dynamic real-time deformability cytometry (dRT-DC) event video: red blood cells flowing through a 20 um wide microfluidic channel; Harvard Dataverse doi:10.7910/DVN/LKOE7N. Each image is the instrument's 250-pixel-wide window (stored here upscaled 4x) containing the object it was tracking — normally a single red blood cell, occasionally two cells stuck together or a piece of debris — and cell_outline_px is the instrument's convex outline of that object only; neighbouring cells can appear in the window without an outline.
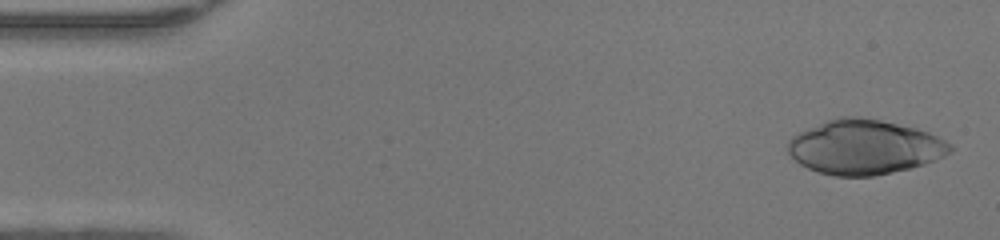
{"species": "human", "species_latin": "Homo sapiens", "temperature_condition": "warm", "stored_images_in_passage": 47, "camera_frame_rate_fps": 3000, "um_per_image_px": 0.085, "donor": {"sex": "female"}, "frame": {"image": 1, "passage_image": 2, "time_ms": 0.333, "image_size_px": [1000, 240], "cell_outline_px": [[956, 148], [952, 152], [936, 160], [924, 164], [908, 168], [872, 176], [836, 176], [820, 172], [808, 168], [800, 164], [788, 152], [788, 140], [796, 132], [828, 120], [840, 116], [860, 116], [880, 120], [916, 128], [928, 132], [952, 144]], "centroid_in_image_um": [73.49, 12.49], "position_along_channel_um": 11.5, "area_um2": 51.56}}
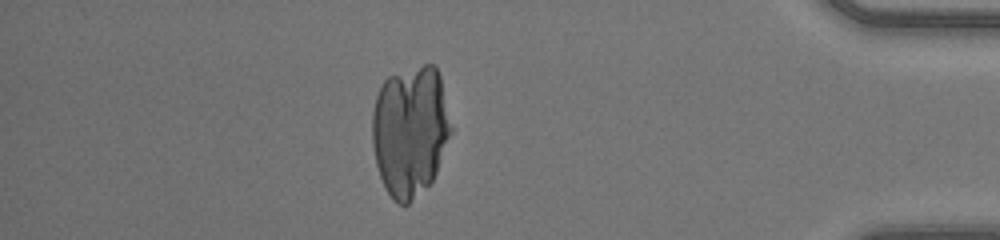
{"frame": {"image": 2, "passage_image": 41, "time_ms": 13.333, "image_size_px": [1000, 240], "cell_outline_px": [[452, 132], [436, 172], [432, 180], [408, 204], [400, 204], [392, 200], [380, 176], [376, 164], [372, 144], [372, 112], [376, 96], [384, 80], [388, 76], [424, 64], [432, 64], [436, 68], [440, 76], [452, 128]], "centroid_in_image_um": [34.85, 11.11], "position_along_channel_um": 400.3, "area_um2": 60.0}}